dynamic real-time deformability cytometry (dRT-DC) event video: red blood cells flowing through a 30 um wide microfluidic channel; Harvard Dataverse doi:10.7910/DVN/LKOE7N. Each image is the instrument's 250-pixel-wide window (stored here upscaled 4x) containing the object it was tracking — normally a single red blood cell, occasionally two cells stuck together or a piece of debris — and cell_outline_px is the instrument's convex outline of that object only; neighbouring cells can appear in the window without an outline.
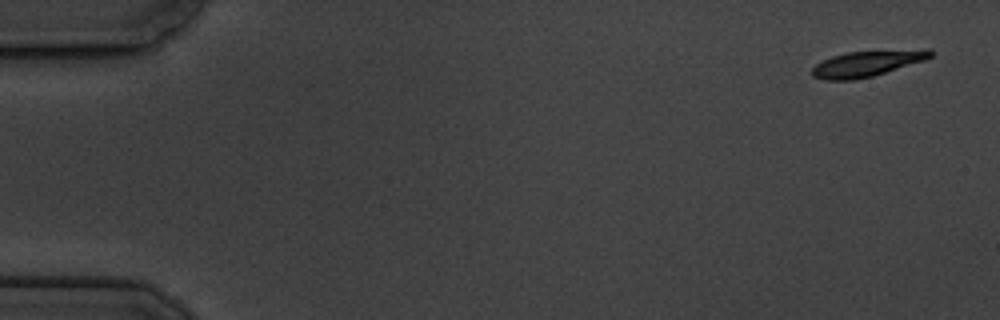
{"species": "common noctule bat (a hibernating species)", "species_latin": "Nyctalus noctula", "temperature_condition": "cold", "stored_images_in_passage": 6, "camera_frame_rate_fps": 3000, "um_per_image_px": 0.085, "animal": {"sex": "male", "body_mass_g": 19.5, "forearm_length_mm": 54.6}, "frame": {"image": 1, "passage_image": 1, "time_ms": 0.0, "image_size_px": [1000, 320], "cell_outline_px": [[932, 56], [924, 60], [872, 76], [856, 80], [824, 80], [812, 76], [812, 68], [816, 64], [832, 56], [848, 52], [928, 48], [932, 48]], "centroid_in_image_um": [73.71, 5.39], "position_along_channel_um": 11.3, "area_um2": 17.8}}
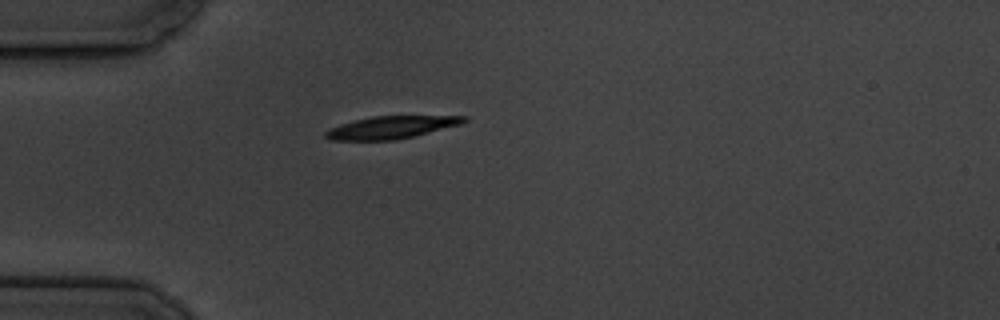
{"frame": {"image": 2, "passage_image": 5, "time_ms": 4.667, "image_size_px": [1000, 320], "cell_outline_px": [[468, 120], [460, 124], [396, 140], [332, 140], [324, 136], [324, 132], [328, 128], [340, 124], [372, 116], [468, 116]], "centroid_in_image_um": [33.2, 10.82], "position_along_channel_um": 51.8, "area_um2": 17.92}}